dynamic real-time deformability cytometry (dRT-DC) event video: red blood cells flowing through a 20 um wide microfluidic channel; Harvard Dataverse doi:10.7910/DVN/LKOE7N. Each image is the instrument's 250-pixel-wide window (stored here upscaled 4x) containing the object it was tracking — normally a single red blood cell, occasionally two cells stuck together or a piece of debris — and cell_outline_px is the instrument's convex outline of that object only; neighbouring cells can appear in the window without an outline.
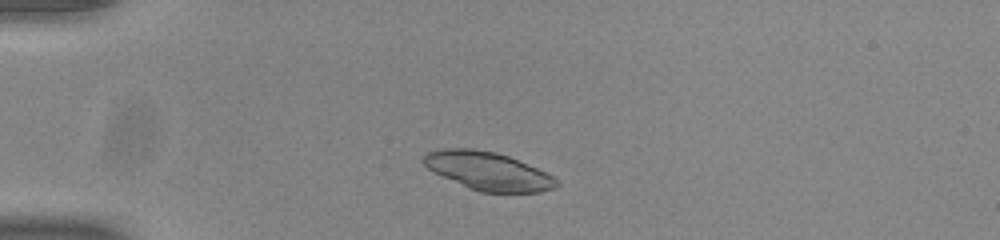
{"species": "common noctule bat (a hibernating species)", "species_latin": "Nyctalus noctula", "temperature_condition": "room temperature", "stored_images_in_passage": 45, "camera_frame_rate_fps": 3000, "um_per_image_px": 0.085, "animal": {"sex": "male", "body_mass_g": 20.0, "forearm_length_mm": 53.3}, "frame": {"image": 1, "passage_image": 6, "time_ms": 1.667, "image_size_px": [1000, 240], "cell_outline_px": [[560, 184], [552, 188], [540, 192], [480, 192], [468, 188], [432, 172], [420, 160], [428, 152], [444, 148], [472, 148], [496, 152], [508, 156], [536, 168], [552, 176]], "centroid_in_image_um": [41.42, 14.53], "position_along_channel_um": 43.6, "area_um2": 29.42}}